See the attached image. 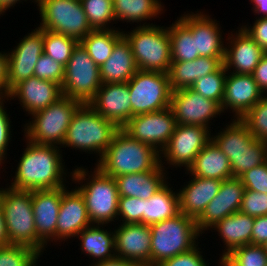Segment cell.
Here are the masks:
<instances>
[{"label":"cell","instance_id":"obj_1","mask_svg":"<svg viewBox=\"0 0 267 266\" xmlns=\"http://www.w3.org/2000/svg\"><path fill=\"white\" fill-rule=\"evenodd\" d=\"M22 140L26 143L24 151L16 160L18 164L11 182L5 185L15 190L31 191L57 189L69 184L72 171L66 169L60 147L36 144L25 137Z\"/></svg>","mask_w":267,"mask_h":266},{"label":"cell","instance_id":"obj_2","mask_svg":"<svg viewBox=\"0 0 267 266\" xmlns=\"http://www.w3.org/2000/svg\"><path fill=\"white\" fill-rule=\"evenodd\" d=\"M74 168L71 173L70 186L72 183L76 184L75 188L83 196L91 223L114 225L113 222L118 221L119 203L115 179L103 174L95 165L93 169L90 168V171L83 166Z\"/></svg>","mask_w":267,"mask_h":266},{"label":"cell","instance_id":"obj_3","mask_svg":"<svg viewBox=\"0 0 267 266\" xmlns=\"http://www.w3.org/2000/svg\"><path fill=\"white\" fill-rule=\"evenodd\" d=\"M105 175L154 171L160 164V153L151 145L131 138L121 128L115 133L100 160L94 163Z\"/></svg>","mask_w":267,"mask_h":266},{"label":"cell","instance_id":"obj_4","mask_svg":"<svg viewBox=\"0 0 267 266\" xmlns=\"http://www.w3.org/2000/svg\"><path fill=\"white\" fill-rule=\"evenodd\" d=\"M119 129L113 121L105 119L88 103H82L71 118L61 148L68 147L69 150H79L81 154H93L98 162Z\"/></svg>","mask_w":267,"mask_h":266},{"label":"cell","instance_id":"obj_5","mask_svg":"<svg viewBox=\"0 0 267 266\" xmlns=\"http://www.w3.org/2000/svg\"><path fill=\"white\" fill-rule=\"evenodd\" d=\"M1 187L0 203L9 244L28 246L43 255L47 245L36 235L31 191Z\"/></svg>","mask_w":267,"mask_h":266},{"label":"cell","instance_id":"obj_6","mask_svg":"<svg viewBox=\"0 0 267 266\" xmlns=\"http://www.w3.org/2000/svg\"><path fill=\"white\" fill-rule=\"evenodd\" d=\"M149 227L151 266H157L164 260L192 250L203 238L198 231L195 219L181 212L175 217L154 223Z\"/></svg>","mask_w":267,"mask_h":266},{"label":"cell","instance_id":"obj_7","mask_svg":"<svg viewBox=\"0 0 267 266\" xmlns=\"http://www.w3.org/2000/svg\"><path fill=\"white\" fill-rule=\"evenodd\" d=\"M123 37L130 44L137 69L168 73L171 61V44L168 26H136Z\"/></svg>","mask_w":267,"mask_h":266},{"label":"cell","instance_id":"obj_8","mask_svg":"<svg viewBox=\"0 0 267 266\" xmlns=\"http://www.w3.org/2000/svg\"><path fill=\"white\" fill-rule=\"evenodd\" d=\"M81 104L76 99L62 96L58 101L33 113L29 120H26L22 125L23 136L36 144L61 148L71 118Z\"/></svg>","mask_w":267,"mask_h":266},{"label":"cell","instance_id":"obj_9","mask_svg":"<svg viewBox=\"0 0 267 266\" xmlns=\"http://www.w3.org/2000/svg\"><path fill=\"white\" fill-rule=\"evenodd\" d=\"M40 24L37 26L75 38L80 42L93 29L80 0H37Z\"/></svg>","mask_w":267,"mask_h":266},{"label":"cell","instance_id":"obj_10","mask_svg":"<svg viewBox=\"0 0 267 266\" xmlns=\"http://www.w3.org/2000/svg\"><path fill=\"white\" fill-rule=\"evenodd\" d=\"M127 83L131 98V117L170 107L172 89L168 73L138 69Z\"/></svg>","mask_w":267,"mask_h":266},{"label":"cell","instance_id":"obj_11","mask_svg":"<svg viewBox=\"0 0 267 266\" xmlns=\"http://www.w3.org/2000/svg\"><path fill=\"white\" fill-rule=\"evenodd\" d=\"M102 84L100 68L78 43L64 69L63 96L89 103Z\"/></svg>","mask_w":267,"mask_h":266},{"label":"cell","instance_id":"obj_12","mask_svg":"<svg viewBox=\"0 0 267 266\" xmlns=\"http://www.w3.org/2000/svg\"><path fill=\"white\" fill-rule=\"evenodd\" d=\"M211 130L198 125L177 124L168 144L160 153L161 166L167 172L170 167L171 170H181L183 167L187 171L198 153L211 141Z\"/></svg>","mask_w":267,"mask_h":266},{"label":"cell","instance_id":"obj_13","mask_svg":"<svg viewBox=\"0 0 267 266\" xmlns=\"http://www.w3.org/2000/svg\"><path fill=\"white\" fill-rule=\"evenodd\" d=\"M16 42L7 54V97L21 81L34 76L38 58L44 51V29L38 26Z\"/></svg>","mask_w":267,"mask_h":266},{"label":"cell","instance_id":"obj_14","mask_svg":"<svg viewBox=\"0 0 267 266\" xmlns=\"http://www.w3.org/2000/svg\"><path fill=\"white\" fill-rule=\"evenodd\" d=\"M176 120L171 107L131 117L121 129L131 138L151 145L159 153L174 133Z\"/></svg>","mask_w":267,"mask_h":266},{"label":"cell","instance_id":"obj_15","mask_svg":"<svg viewBox=\"0 0 267 266\" xmlns=\"http://www.w3.org/2000/svg\"><path fill=\"white\" fill-rule=\"evenodd\" d=\"M170 107L174 113L176 124L198 125L211 128L218 115L224 113L218 102L207 99L191 88L172 91Z\"/></svg>","mask_w":267,"mask_h":266},{"label":"cell","instance_id":"obj_16","mask_svg":"<svg viewBox=\"0 0 267 266\" xmlns=\"http://www.w3.org/2000/svg\"><path fill=\"white\" fill-rule=\"evenodd\" d=\"M204 11H186L178 18L191 30L199 57L224 58L227 36L223 34L227 33H223L217 19Z\"/></svg>","mask_w":267,"mask_h":266},{"label":"cell","instance_id":"obj_17","mask_svg":"<svg viewBox=\"0 0 267 266\" xmlns=\"http://www.w3.org/2000/svg\"><path fill=\"white\" fill-rule=\"evenodd\" d=\"M118 224V226H116ZM115 234V256L140 266H151V230L142 223H118ZM120 224V225H119Z\"/></svg>","mask_w":267,"mask_h":266},{"label":"cell","instance_id":"obj_18","mask_svg":"<svg viewBox=\"0 0 267 266\" xmlns=\"http://www.w3.org/2000/svg\"><path fill=\"white\" fill-rule=\"evenodd\" d=\"M245 187L238 177L222 181L218 194L205 207L202 214L195 220L198 231L203 235L217 222L239 212ZM207 231V232H206Z\"/></svg>","mask_w":267,"mask_h":266},{"label":"cell","instance_id":"obj_19","mask_svg":"<svg viewBox=\"0 0 267 266\" xmlns=\"http://www.w3.org/2000/svg\"><path fill=\"white\" fill-rule=\"evenodd\" d=\"M236 29L227 31L223 65L227 72L252 74L266 53L241 27Z\"/></svg>","mask_w":267,"mask_h":266},{"label":"cell","instance_id":"obj_20","mask_svg":"<svg viewBox=\"0 0 267 266\" xmlns=\"http://www.w3.org/2000/svg\"><path fill=\"white\" fill-rule=\"evenodd\" d=\"M264 96L252 74L228 72L221 109L241 119Z\"/></svg>","mask_w":267,"mask_h":266},{"label":"cell","instance_id":"obj_21","mask_svg":"<svg viewBox=\"0 0 267 266\" xmlns=\"http://www.w3.org/2000/svg\"><path fill=\"white\" fill-rule=\"evenodd\" d=\"M90 225L92 223L83 196L75 187H68L61 198L56 223V245L73 238L76 239V236Z\"/></svg>","mask_w":267,"mask_h":266},{"label":"cell","instance_id":"obj_22","mask_svg":"<svg viewBox=\"0 0 267 266\" xmlns=\"http://www.w3.org/2000/svg\"><path fill=\"white\" fill-rule=\"evenodd\" d=\"M69 185L57 189L31 190L36 235L47 247L51 243L56 245V223L61 198Z\"/></svg>","mask_w":267,"mask_h":266},{"label":"cell","instance_id":"obj_23","mask_svg":"<svg viewBox=\"0 0 267 266\" xmlns=\"http://www.w3.org/2000/svg\"><path fill=\"white\" fill-rule=\"evenodd\" d=\"M63 96L60 84L30 77L18 83L9 93V100H18L27 116L45 109Z\"/></svg>","mask_w":267,"mask_h":266},{"label":"cell","instance_id":"obj_24","mask_svg":"<svg viewBox=\"0 0 267 266\" xmlns=\"http://www.w3.org/2000/svg\"><path fill=\"white\" fill-rule=\"evenodd\" d=\"M88 104L119 128L131 118V98L127 82L101 84L96 96Z\"/></svg>","mask_w":267,"mask_h":266},{"label":"cell","instance_id":"obj_25","mask_svg":"<svg viewBox=\"0 0 267 266\" xmlns=\"http://www.w3.org/2000/svg\"><path fill=\"white\" fill-rule=\"evenodd\" d=\"M189 181L184 182L178 191L179 209L185 216L197 219L205 207L218 194L222 181L189 175Z\"/></svg>","mask_w":267,"mask_h":266},{"label":"cell","instance_id":"obj_26","mask_svg":"<svg viewBox=\"0 0 267 266\" xmlns=\"http://www.w3.org/2000/svg\"><path fill=\"white\" fill-rule=\"evenodd\" d=\"M161 165L154 171L124 174L114 177L117 183L119 197H136L142 200L150 199L171 178ZM170 177V178H169Z\"/></svg>","mask_w":267,"mask_h":266},{"label":"cell","instance_id":"obj_27","mask_svg":"<svg viewBox=\"0 0 267 266\" xmlns=\"http://www.w3.org/2000/svg\"><path fill=\"white\" fill-rule=\"evenodd\" d=\"M109 226L92 224L76 236L81 254H85L91 261L89 266L115 257V234Z\"/></svg>","mask_w":267,"mask_h":266},{"label":"cell","instance_id":"obj_28","mask_svg":"<svg viewBox=\"0 0 267 266\" xmlns=\"http://www.w3.org/2000/svg\"><path fill=\"white\" fill-rule=\"evenodd\" d=\"M253 224L254 217L236 212L211 227L209 231L218 234V238L224 243L223 247L221 246L224 250L219 255H228L238 247L251 244Z\"/></svg>","mask_w":267,"mask_h":266},{"label":"cell","instance_id":"obj_29","mask_svg":"<svg viewBox=\"0 0 267 266\" xmlns=\"http://www.w3.org/2000/svg\"><path fill=\"white\" fill-rule=\"evenodd\" d=\"M224 58L198 57L192 61L172 62L168 71L172 91L190 88L197 79L217 71Z\"/></svg>","mask_w":267,"mask_h":266},{"label":"cell","instance_id":"obj_30","mask_svg":"<svg viewBox=\"0 0 267 266\" xmlns=\"http://www.w3.org/2000/svg\"><path fill=\"white\" fill-rule=\"evenodd\" d=\"M184 172L196 177L221 181L233 177L228 157L212 140L198 153L192 165Z\"/></svg>","mask_w":267,"mask_h":266},{"label":"cell","instance_id":"obj_31","mask_svg":"<svg viewBox=\"0 0 267 266\" xmlns=\"http://www.w3.org/2000/svg\"><path fill=\"white\" fill-rule=\"evenodd\" d=\"M100 68L102 84L128 82L137 72L130 44L123 37Z\"/></svg>","mask_w":267,"mask_h":266},{"label":"cell","instance_id":"obj_32","mask_svg":"<svg viewBox=\"0 0 267 266\" xmlns=\"http://www.w3.org/2000/svg\"><path fill=\"white\" fill-rule=\"evenodd\" d=\"M162 0H114L113 12L116 19V24L126 22L137 24L136 26L153 25L152 20L157 17L160 20L161 14L165 13L166 9ZM151 21L147 22V21ZM119 21V22H118Z\"/></svg>","mask_w":267,"mask_h":266},{"label":"cell","instance_id":"obj_33","mask_svg":"<svg viewBox=\"0 0 267 266\" xmlns=\"http://www.w3.org/2000/svg\"><path fill=\"white\" fill-rule=\"evenodd\" d=\"M169 182L150 199L143 200V224L150 226L180 213L178 191Z\"/></svg>","mask_w":267,"mask_h":266},{"label":"cell","instance_id":"obj_34","mask_svg":"<svg viewBox=\"0 0 267 266\" xmlns=\"http://www.w3.org/2000/svg\"><path fill=\"white\" fill-rule=\"evenodd\" d=\"M215 134L211 133V140L228 157L229 162L250 145L255 139L241 119L231 118Z\"/></svg>","mask_w":267,"mask_h":266},{"label":"cell","instance_id":"obj_35","mask_svg":"<svg viewBox=\"0 0 267 266\" xmlns=\"http://www.w3.org/2000/svg\"><path fill=\"white\" fill-rule=\"evenodd\" d=\"M123 38L122 29L92 30L79 43L91 59L101 67L110 57L114 46Z\"/></svg>","mask_w":267,"mask_h":266},{"label":"cell","instance_id":"obj_36","mask_svg":"<svg viewBox=\"0 0 267 266\" xmlns=\"http://www.w3.org/2000/svg\"><path fill=\"white\" fill-rule=\"evenodd\" d=\"M171 44V61H192L199 57L191 30L177 17L168 27Z\"/></svg>","mask_w":267,"mask_h":266},{"label":"cell","instance_id":"obj_37","mask_svg":"<svg viewBox=\"0 0 267 266\" xmlns=\"http://www.w3.org/2000/svg\"><path fill=\"white\" fill-rule=\"evenodd\" d=\"M267 161V142L254 139L234 160L230 161L233 177H240L246 171Z\"/></svg>","mask_w":267,"mask_h":266},{"label":"cell","instance_id":"obj_38","mask_svg":"<svg viewBox=\"0 0 267 266\" xmlns=\"http://www.w3.org/2000/svg\"><path fill=\"white\" fill-rule=\"evenodd\" d=\"M93 30L115 29L116 19L113 12L112 0H80Z\"/></svg>","mask_w":267,"mask_h":266},{"label":"cell","instance_id":"obj_39","mask_svg":"<svg viewBox=\"0 0 267 266\" xmlns=\"http://www.w3.org/2000/svg\"><path fill=\"white\" fill-rule=\"evenodd\" d=\"M78 43L75 38L44 29L43 53L63 66L67 65L72 51Z\"/></svg>","mask_w":267,"mask_h":266},{"label":"cell","instance_id":"obj_40","mask_svg":"<svg viewBox=\"0 0 267 266\" xmlns=\"http://www.w3.org/2000/svg\"><path fill=\"white\" fill-rule=\"evenodd\" d=\"M227 73L224 65H222L217 71L197 79L190 88L203 97L218 102L221 105L225 92Z\"/></svg>","mask_w":267,"mask_h":266},{"label":"cell","instance_id":"obj_41","mask_svg":"<svg viewBox=\"0 0 267 266\" xmlns=\"http://www.w3.org/2000/svg\"><path fill=\"white\" fill-rule=\"evenodd\" d=\"M42 255L35 249L9 244L0 247V266H40Z\"/></svg>","mask_w":267,"mask_h":266},{"label":"cell","instance_id":"obj_42","mask_svg":"<svg viewBox=\"0 0 267 266\" xmlns=\"http://www.w3.org/2000/svg\"><path fill=\"white\" fill-rule=\"evenodd\" d=\"M253 137L267 142V97L259 100L242 118Z\"/></svg>","mask_w":267,"mask_h":266},{"label":"cell","instance_id":"obj_43","mask_svg":"<svg viewBox=\"0 0 267 266\" xmlns=\"http://www.w3.org/2000/svg\"><path fill=\"white\" fill-rule=\"evenodd\" d=\"M239 266H266L267 253L263 245L246 244L228 254Z\"/></svg>","mask_w":267,"mask_h":266},{"label":"cell","instance_id":"obj_44","mask_svg":"<svg viewBox=\"0 0 267 266\" xmlns=\"http://www.w3.org/2000/svg\"><path fill=\"white\" fill-rule=\"evenodd\" d=\"M9 101V98H0V170L1 168L5 170L3 164L7 163V156L9 155L8 151L10 149L9 144H11L13 137V122L10 119V112L7 113L6 103ZM8 154V155H7ZM5 162V163H4Z\"/></svg>","mask_w":267,"mask_h":266},{"label":"cell","instance_id":"obj_45","mask_svg":"<svg viewBox=\"0 0 267 266\" xmlns=\"http://www.w3.org/2000/svg\"><path fill=\"white\" fill-rule=\"evenodd\" d=\"M65 66L46 54H42L34 68V77L62 85Z\"/></svg>","mask_w":267,"mask_h":266},{"label":"cell","instance_id":"obj_46","mask_svg":"<svg viewBox=\"0 0 267 266\" xmlns=\"http://www.w3.org/2000/svg\"><path fill=\"white\" fill-rule=\"evenodd\" d=\"M118 222L143 224V200L136 197H119Z\"/></svg>","mask_w":267,"mask_h":266},{"label":"cell","instance_id":"obj_47","mask_svg":"<svg viewBox=\"0 0 267 266\" xmlns=\"http://www.w3.org/2000/svg\"><path fill=\"white\" fill-rule=\"evenodd\" d=\"M239 212L252 217L267 215V194L245 189Z\"/></svg>","mask_w":267,"mask_h":266},{"label":"cell","instance_id":"obj_48","mask_svg":"<svg viewBox=\"0 0 267 266\" xmlns=\"http://www.w3.org/2000/svg\"><path fill=\"white\" fill-rule=\"evenodd\" d=\"M201 245L198 244L188 252L164 260L157 266H209V259L206 258V255H204L205 257L203 256L205 251L200 248L202 247ZM206 259L207 261H205Z\"/></svg>","mask_w":267,"mask_h":266},{"label":"cell","instance_id":"obj_49","mask_svg":"<svg viewBox=\"0 0 267 266\" xmlns=\"http://www.w3.org/2000/svg\"><path fill=\"white\" fill-rule=\"evenodd\" d=\"M247 190L267 194V161L239 177Z\"/></svg>","mask_w":267,"mask_h":266},{"label":"cell","instance_id":"obj_50","mask_svg":"<svg viewBox=\"0 0 267 266\" xmlns=\"http://www.w3.org/2000/svg\"><path fill=\"white\" fill-rule=\"evenodd\" d=\"M254 18L252 26L248 22L239 26L267 53V17Z\"/></svg>","mask_w":267,"mask_h":266},{"label":"cell","instance_id":"obj_51","mask_svg":"<svg viewBox=\"0 0 267 266\" xmlns=\"http://www.w3.org/2000/svg\"><path fill=\"white\" fill-rule=\"evenodd\" d=\"M265 243H267V215L254 217L251 244L264 245Z\"/></svg>","mask_w":267,"mask_h":266},{"label":"cell","instance_id":"obj_52","mask_svg":"<svg viewBox=\"0 0 267 266\" xmlns=\"http://www.w3.org/2000/svg\"><path fill=\"white\" fill-rule=\"evenodd\" d=\"M253 78L258 84L259 89L264 95L267 94V53L261 58L259 64L255 67Z\"/></svg>","mask_w":267,"mask_h":266},{"label":"cell","instance_id":"obj_53","mask_svg":"<svg viewBox=\"0 0 267 266\" xmlns=\"http://www.w3.org/2000/svg\"><path fill=\"white\" fill-rule=\"evenodd\" d=\"M7 54L0 51V98H7Z\"/></svg>","mask_w":267,"mask_h":266},{"label":"cell","instance_id":"obj_54","mask_svg":"<svg viewBox=\"0 0 267 266\" xmlns=\"http://www.w3.org/2000/svg\"><path fill=\"white\" fill-rule=\"evenodd\" d=\"M252 12L257 17H267V0H249Z\"/></svg>","mask_w":267,"mask_h":266},{"label":"cell","instance_id":"obj_55","mask_svg":"<svg viewBox=\"0 0 267 266\" xmlns=\"http://www.w3.org/2000/svg\"><path fill=\"white\" fill-rule=\"evenodd\" d=\"M92 266H140V265L132 261L121 259L115 256L112 259L106 260L104 262L96 263Z\"/></svg>","mask_w":267,"mask_h":266},{"label":"cell","instance_id":"obj_56","mask_svg":"<svg viewBox=\"0 0 267 266\" xmlns=\"http://www.w3.org/2000/svg\"><path fill=\"white\" fill-rule=\"evenodd\" d=\"M27 2L29 0H0V17H3L4 15H6V11L14 8V6L16 4H20L22 2V4L24 2ZM34 2V5L37 3V0H30V2ZM2 15V16H1Z\"/></svg>","mask_w":267,"mask_h":266},{"label":"cell","instance_id":"obj_57","mask_svg":"<svg viewBox=\"0 0 267 266\" xmlns=\"http://www.w3.org/2000/svg\"><path fill=\"white\" fill-rule=\"evenodd\" d=\"M9 245V240L6 232V226L3 217V211L0 203V247Z\"/></svg>","mask_w":267,"mask_h":266},{"label":"cell","instance_id":"obj_58","mask_svg":"<svg viewBox=\"0 0 267 266\" xmlns=\"http://www.w3.org/2000/svg\"><path fill=\"white\" fill-rule=\"evenodd\" d=\"M218 266H239L229 255L220 256Z\"/></svg>","mask_w":267,"mask_h":266},{"label":"cell","instance_id":"obj_59","mask_svg":"<svg viewBox=\"0 0 267 266\" xmlns=\"http://www.w3.org/2000/svg\"><path fill=\"white\" fill-rule=\"evenodd\" d=\"M263 246H264L265 252L267 253V243H265Z\"/></svg>","mask_w":267,"mask_h":266}]
</instances>
